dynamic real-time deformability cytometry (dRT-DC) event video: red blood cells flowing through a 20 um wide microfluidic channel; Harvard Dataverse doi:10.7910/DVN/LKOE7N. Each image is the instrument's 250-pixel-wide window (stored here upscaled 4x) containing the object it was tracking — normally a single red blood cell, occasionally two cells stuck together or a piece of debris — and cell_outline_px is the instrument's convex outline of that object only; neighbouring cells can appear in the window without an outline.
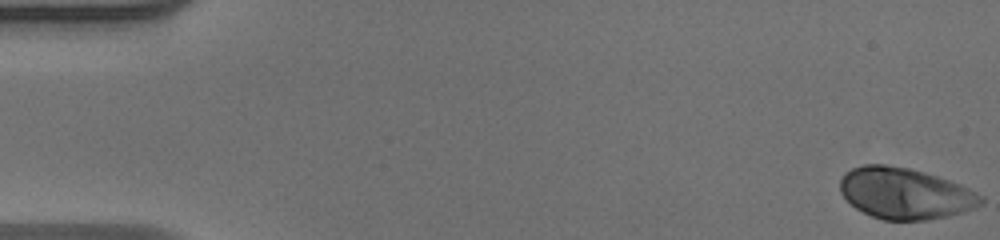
{"species": "human", "species_latin": "Homo sapiens", "temperature_condition": "warm", "stored_images_in_passage": 52, "camera_frame_rate_fps": 3000, "um_per_image_px": 0.085, "donor": {"sex": "male"}, "frame": {"image": 1, "passage_image": 1, "time_ms": 0.0, "image_size_px": [1000, 240], "cell_outline_px": [[984, 204], [976, 208], [948, 216], [924, 220], [884, 220], [872, 216], [856, 208], [840, 192], [840, 180], [844, 172], [852, 168], [864, 164], [884, 164], [908, 168], [924, 172], [960, 184], [984, 196]], "centroid_in_image_um": [76.95, 16.44], "position_along_channel_um": 8.1, "area_um2": 42.02}}
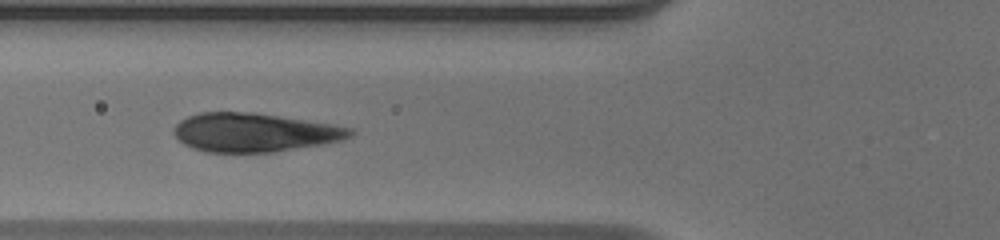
{"frame": {"image": 2, "passage_image": 20, "time_ms": 6.333, "image_size_px": [1000, 240], "cell_outline_px": [[356, 132], [352, 136], [340, 140], [320, 144], [272, 152], [208, 152], [192, 148], [184, 144], [172, 132], [172, 128], [180, 120], [188, 116], [200, 112], [256, 112], [332, 124], [356, 128]], "centroid_in_image_um": [21.62, 11.24], "position_along_channel_um": 104.2, "area_um2": 39.88}}
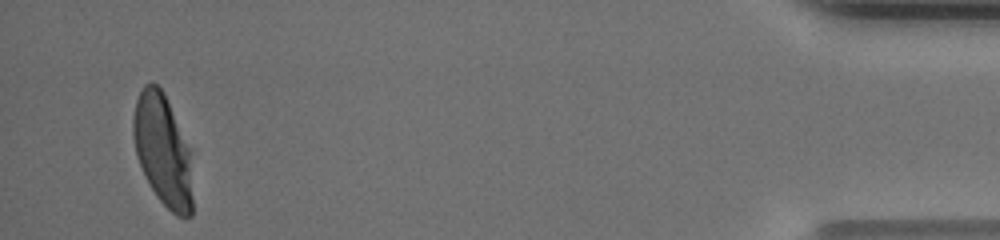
{"frame": {"image": 3, "passage_image": 50, "time_ms": 16.333, "image_size_px": [1000, 240], "cell_outline_px": [[192, 216], [180, 216], [172, 212], [156, 196], [136, 156], [132, 136], [132, 116], [136, 100], [144, 84], [152, 80], [164, 92], [192, 148]], "centroid_in_image_um": [13.86, 12.71], "position_along_channel_um": 421.3, "area_um2": 39.42}, "authors_computed_cell_mechanics": {"area_um2": 40.9513, "velocity_mm_per_s": 3.9621, "shape_relaxation_time_tau1_ms": 3.5594, "shape_relaxation_time_tau2_ms": null, "deformation_change_tau1": 0.2065, "deformation_change_tau2": null}}